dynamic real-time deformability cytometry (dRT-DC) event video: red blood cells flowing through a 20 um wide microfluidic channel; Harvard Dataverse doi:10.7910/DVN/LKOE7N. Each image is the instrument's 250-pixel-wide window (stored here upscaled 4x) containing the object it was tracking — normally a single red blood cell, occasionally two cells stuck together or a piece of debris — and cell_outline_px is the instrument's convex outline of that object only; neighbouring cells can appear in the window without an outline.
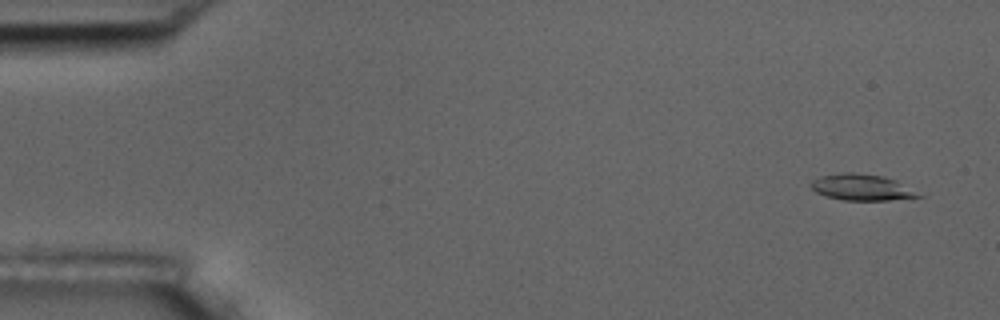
{"species": "common noctule bat (a hibernating species)", "species_latin": "Nyctalus noctula", "temperature_condition": "room temperature", "stored_images_in_passage": 14, "camera_frame_rate_fps": 3000, "um_per_image_px": 0.085, "animal": {"sex": "male", "body_mass_g": 17.5, "forearm_length_mm": 52.3}, "frame": {"image": 1, "passage_image": 3, "time_ms": 0.667, "image_size_px": [1000, 320], "cell_outline_px": [[924, 196], [888, 200], [844, 200], [828, 196], [816, 192], [808, 184], [812, 180], [820, 176], [840, 172], [856, 172], [884, 176], [896, 180]], "centroid_in_image_um": [73.21, 15.9], "position_along_channel_um": 11.8, "area_um2": 16.42}}